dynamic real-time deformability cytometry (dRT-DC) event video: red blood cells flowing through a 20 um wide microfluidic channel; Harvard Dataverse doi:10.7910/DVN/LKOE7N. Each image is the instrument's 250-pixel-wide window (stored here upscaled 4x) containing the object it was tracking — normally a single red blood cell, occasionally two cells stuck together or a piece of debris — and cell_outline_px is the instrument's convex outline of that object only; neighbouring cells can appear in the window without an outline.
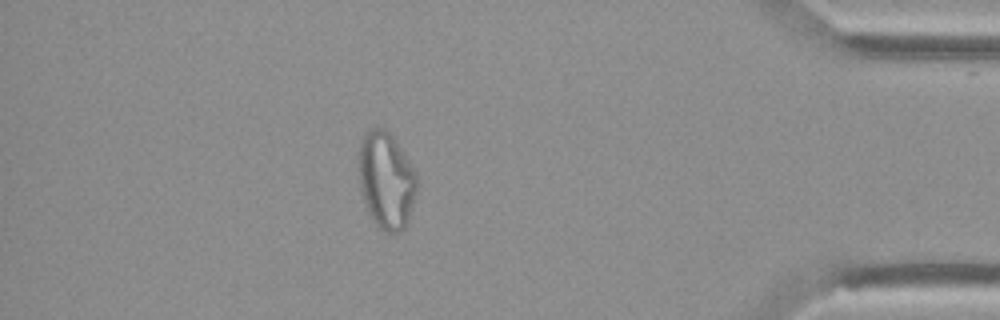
{"species": "Egyptian fruit bat (a non-hibernating species)", "species_latin": "Rousettus aegyptiacus", "temperature_condition": "cold", "stored_images_in_passage": 42, "camera_frame_rate_fps": 3000, "um_per_image_px": 0.085, "animal": {"sex": "female"}, "frame": {"image": 1, "passage_image": 36, "time_ms": 11.667, "image_size_px": [1000, 320], "cell_outline_px": [[416, 192], [408, 220], [404, 228], [400, 232], [384, 232], [368, 216], [364, 204], [360, 188], [356, 160], [360, 140], [364, 132], [376, 124], [384, 128], [396, 140], [404, 152], [416, 172]], "centroid_in_image_um": [32.77, 15.27], "position_along_channel_um": 402.4, "area_um2": 33.76}, "authors_computed_cell_mechanics": {"area_um2": 28.611, "velocity_mm_per_s": 3.7402, "shape_relaxation_time_tau1_ms": null, "shape_relaxation_time_tau2_ms": 2.471, "deformation_change_tau1": null, "deformation_change_tau2": 0.091}}